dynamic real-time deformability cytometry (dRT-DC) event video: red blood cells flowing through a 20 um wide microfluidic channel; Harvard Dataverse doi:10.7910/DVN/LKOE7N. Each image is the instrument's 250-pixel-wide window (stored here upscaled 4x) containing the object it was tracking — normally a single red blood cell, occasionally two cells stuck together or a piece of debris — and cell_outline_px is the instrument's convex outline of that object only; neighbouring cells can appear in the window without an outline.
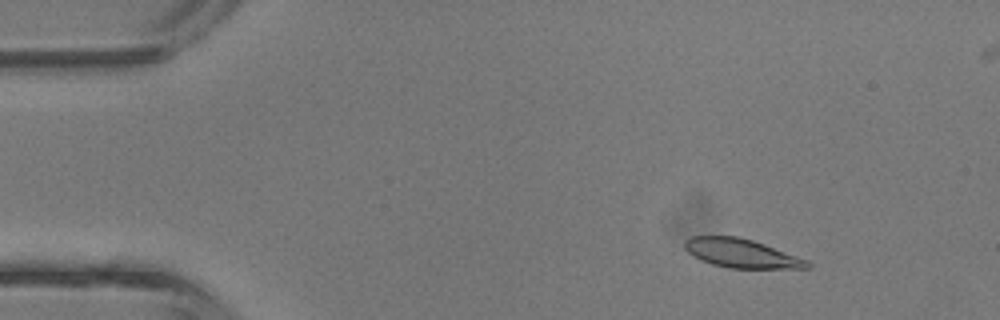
{"species": "common noctule bat (a hibernating species)", "species_latin": "Nyctalus noctula", "temperature_condition": "room temperature", "stored_images_in_passage": 44, "camera_frame_rate_fps": 3000, "um_per_image_px": 0.085, "animal": {"sex": "male", "body_mass_g": 13.3}, "frame": {"image": 1, "passage_image": 6, "time_ms": 1.667, "image_size_px": [1000, 320], "cell_outline_px": [[812, 268], [728, 268], [712, 264], [700, 260], [692, 256], [684, 248], [684, 240], [688, 236], [736, 236], [752, 240], [764, 244], [808, 260], [812, 264]], "centroid_in_image_um": [62.98, 21.53], "position_along_channel_um": 22.0, "area_um2": 20.69}}
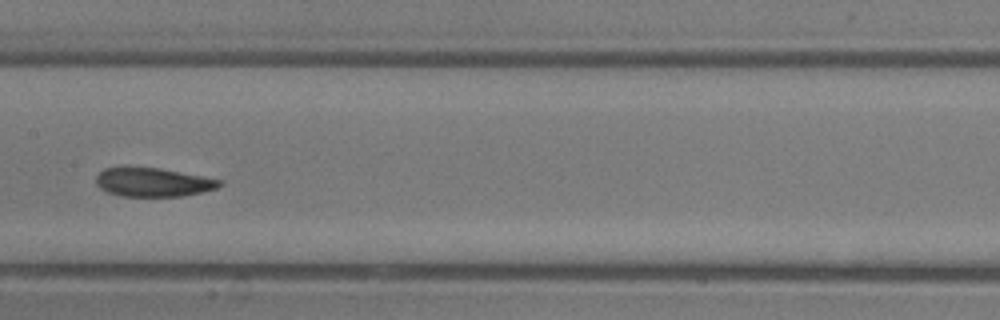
{"frame": {"image": 2, "passage_image": 22, "time_ms": 7.0, "image_size_px": [1000, 320], "cell_outline_px": [[224, 184], [216, 188], [184, 196], [120, 196], [108, 192], [100, 188], [96, 184], [96, 176], [104, 168], [124, 164], [160, 168], [224, 180]], "centroid_in_image_um": [12.96, 15.45], "position_along_channel_um": 194.4, "area_um2": 21.39}}
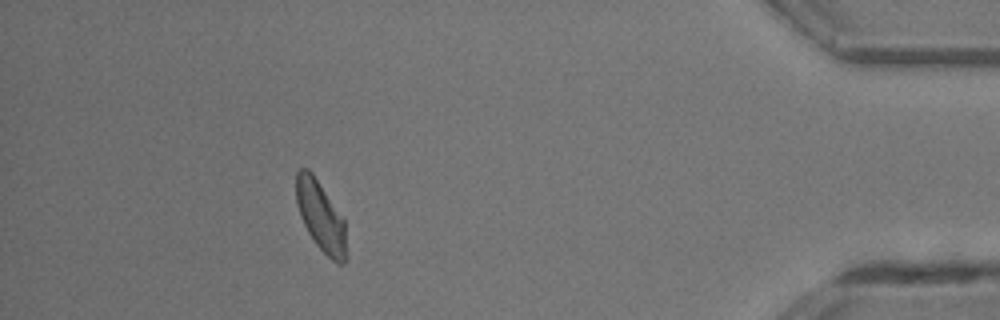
{"frame": {"image": 3, "passage_image": 39, "time_ms": 12.667, "image_size_px": [1000, 320], "cell_outline_px": [[348, 260], [344, 264], [336, 264], [316, 244], [308, 232], [300, 216], [296, 204], [296, 172], [300, 168], [308, 168], [312, 172], [344, 216]], "centroid_in_image_um": [27.3, 18.4], "position_along_channel_um": 407.9, "area_um2": 21.04}}